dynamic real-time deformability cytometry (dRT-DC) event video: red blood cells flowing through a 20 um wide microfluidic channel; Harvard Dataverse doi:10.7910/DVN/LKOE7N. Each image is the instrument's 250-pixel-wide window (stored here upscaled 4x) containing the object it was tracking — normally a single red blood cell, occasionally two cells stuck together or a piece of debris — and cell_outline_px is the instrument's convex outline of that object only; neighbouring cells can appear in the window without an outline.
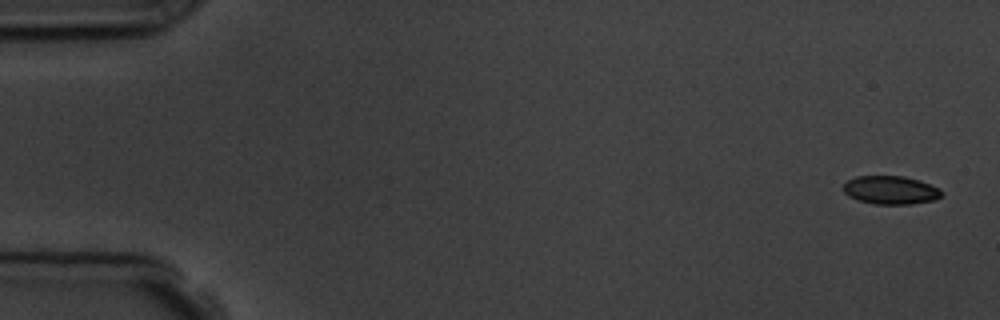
{"species": "common noctule bat (a hibernating species)", "species_latin": "Nyctalus noctula", "temperature_condition": "room temperature", "stored_images_in_passage": 9, "camera_frame_rate_fps": 3000, "um_per_image_px": 0.085, "animal": {"sex": "male", "body_mass_g": 19.5, "forearm_length_mm": 54.6}, "frame": {"image": 1, "passage_image": 1, "time_ms": 0.0, "image_size_px": [1000, 320], "cell_outline_px": [[944, 192], [936, 200], [912, 204], [876, 204], [856, 200], [848, 196], [844, 192], [844, 184], [848, 180], [856, 176], [904, 176], [920, 180], [940, 188]], "centroid_in_image_um": [75.73, 16.16], "position_along_channel_um": 9.3, "area_um2": 16.42}}
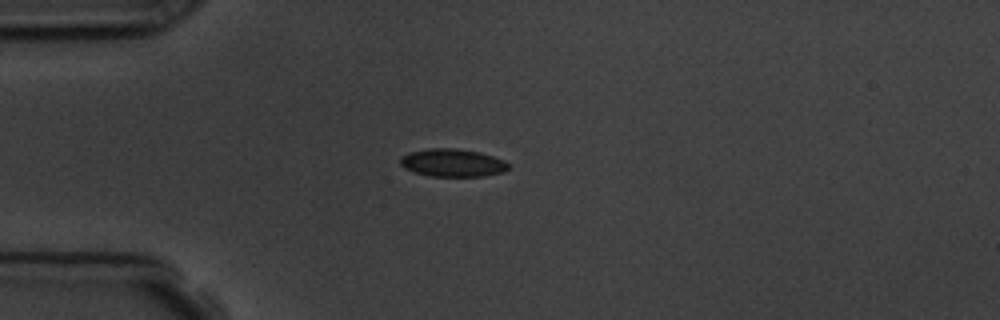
{"frame": {"image": 2, "passage_image": 4, "time_ms": 4.333, "image_size_px": [1000, 320], "cell_outline_px": [[508, 168], [504, 172], [484, 176], [432, 176], [416, 172], [404, 168], [400, 164], [400, 156], [408, 152], [428, 148], [456, 148], [480, 152], [504, 160], [508, 164]], "centroid_in_image_um": [38.45, 13.82], "position_along_channel_um": 46.6, "area_um2": 17.57}}